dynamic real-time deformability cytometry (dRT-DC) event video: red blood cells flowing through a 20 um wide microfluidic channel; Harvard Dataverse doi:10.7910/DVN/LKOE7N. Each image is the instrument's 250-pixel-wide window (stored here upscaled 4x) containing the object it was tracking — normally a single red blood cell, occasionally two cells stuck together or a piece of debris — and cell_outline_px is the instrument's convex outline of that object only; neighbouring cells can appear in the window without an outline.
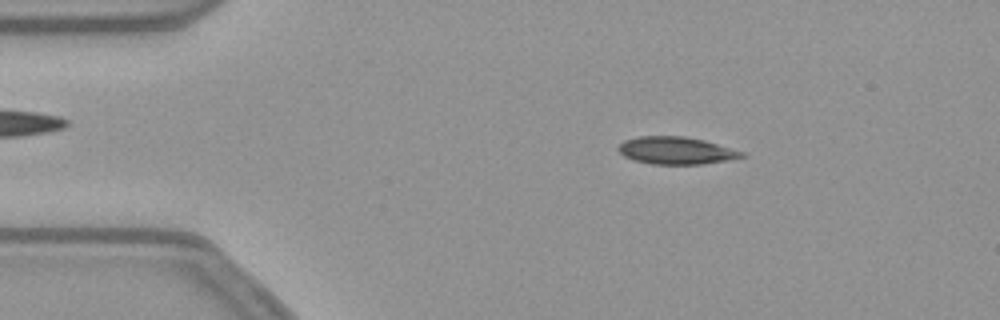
{"species": "common noctule bat (a hibernating species)", "species_latin": "Nyctalus noctula", "temperature_condition": "warm", "stored_images_in_passage": 52, "camera_frame_rate_fps": 3000, "um_per_image_px": 0.085, "animal": {"sex": "female", "body_mass_g": 21.9}, "frame": {"image": 1, "passage_image": 8, "time_ms": 2.333, "image_size_px": [1000, 320], "cell_outline_px": [[748, 156], [700, 164], [652, 164], [636, 160], [624, 156], [616, 148], [624, 140], [640, 136], [684, 136], [704, 140], [744, 152]], "centroid_in_image_um": [57.45, 12.79], "position_along_channel_um": 27.5, "area_um2": 19.48}}
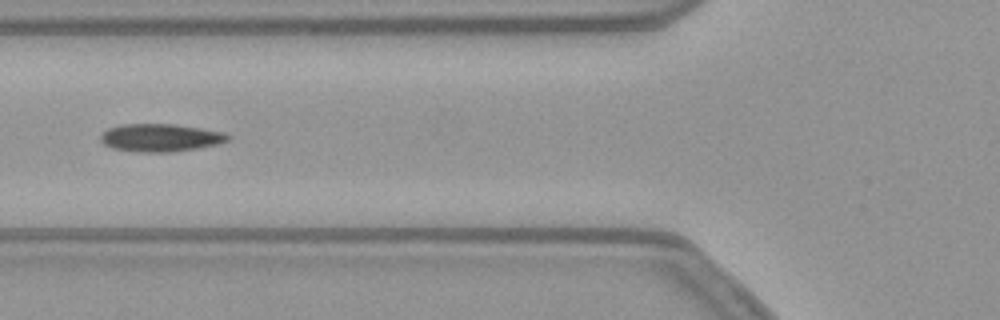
{"frame": {"image": 2, "passage_image": 19, "time_ms": 6.0, "image_size_px": [1000, 320], "cell_outline_px": [[232, 136], [228, 140], [216, 144], [196, 148], [172, 152], [140, 152], [112, 148], [104, 144], [100, 140], [100, 136], [108, 128], [120, 124], [176, 124], [224, 132]], "centroid_in_image_um": [13.63, 11.7], "position_along_channel_um": 112.2, "area_um2": 20.58}}
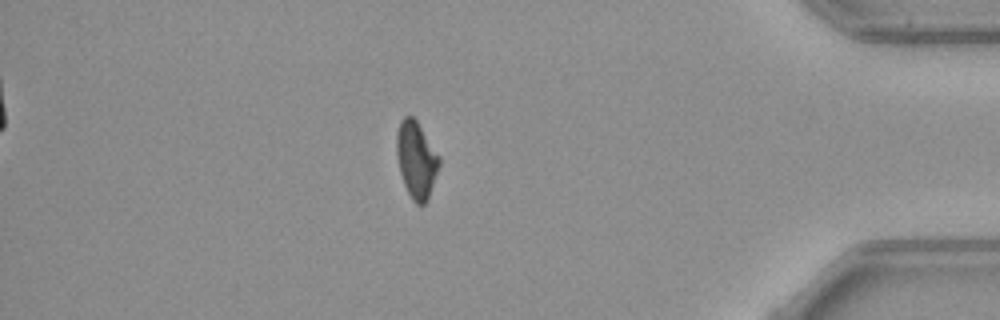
{"frame": {"image": 3, "passage_image": 45, "time_ms": 14.667, "image_size_px": [1000, 320], "cell_outline_px": [[440, 164], [428, 200], [424, 204], [416, 204], [412, 200], [404, 184], [400, 172], [396, 156], [396, 132], [400, 120], [404, 116], [412, 116], [416, 120], [440, 156]], "centroid_in_image_um": [35.38, 13.57], "position_along_channel_um": 399.8, "area_um2": 19.13}}